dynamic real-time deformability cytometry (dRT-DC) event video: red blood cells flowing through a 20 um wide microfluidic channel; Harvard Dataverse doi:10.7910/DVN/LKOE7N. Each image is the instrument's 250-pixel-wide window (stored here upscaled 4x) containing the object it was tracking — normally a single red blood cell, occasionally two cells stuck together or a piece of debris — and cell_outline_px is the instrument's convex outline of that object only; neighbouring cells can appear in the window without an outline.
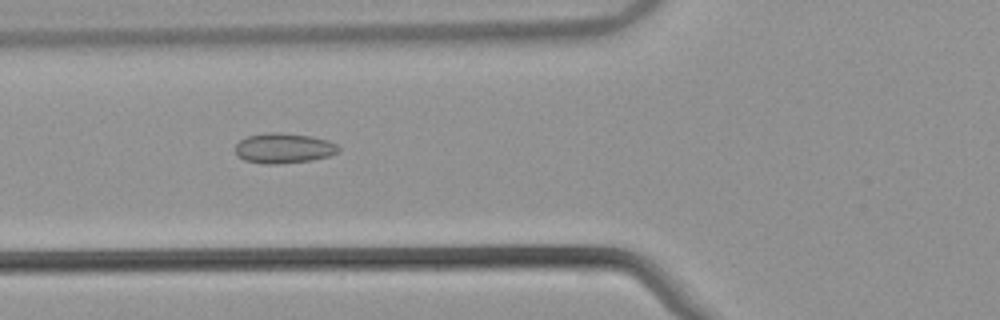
{"species": "common noctule bat (a hibernating species)", "species_latin": "Nyctalus noctula", "temperature_condition": "warm", "stored_images_in_passage": 33, "camera_frame_rate_fps": 3000, "um_per_image_px": 0.085, "animal": {"sex": "male", "body_mass_g": 21.5, "forearm_length_mm": 52.0}, "frame": {"image": 1, "passage_image": 8, "time_ms": 2.333, "image_size_px": [1000, 320], "cell_outline_px": [[340, 152], [328, 156], [312, 160], [276, 164], [268, 164], [244, 160], [236, 156], [236, 144], [240, 140], [248, 136], [264, 132], [280, 132], [312, 136], [328, 140], [336, 144], [340, 148]], "centroid_in_image_um": [24.12, 12.59], "position_along_channel_um": 101.7, "area_um2": 18.26}}
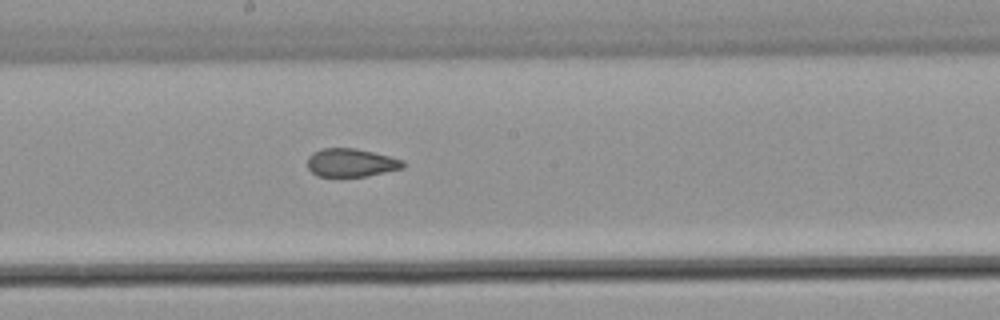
{"frame": {"image": 2, "passage_image": 17, "time_ms": 5.333, "image_size_px": [1000, 320], "cell_outline_px": [[404, 168], [368, 176], [316, 176], [308, 168], [308, 156], [312, 152], [320, 148], [356, 148], [404, 160]], "centroid_in_image_um": [29.82, 13.82], "position_along_channel_um": 218.4, "area_um2": 15.78}}
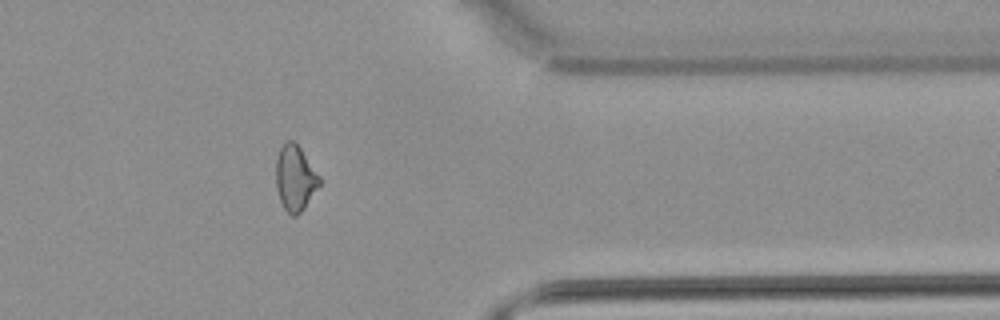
{"frame": {"image": 3, "passage_image": 31, "time_ms": 10.0, "image_size_px": [1000, 320], "cell_outline_px": [[320, 184], [304, 208], [296, 216], [292, 216], [284, 208], [280, 200], [276, 188], [276, 160], [280, 148], [288, 140], [292, 140], [300, 148], [320, 176]], "centroid_in_image_um": [25.08, 15.15], "position_along_channel_um": 386.3, "area_um2": 16.36}, "authors_computed_cell_mechanics": {"area_um2": 16.5886, "velocity_mm_per_s": 3.8879, "shape_relaxation_time_tau1_ms": null, "shape_relaxation_time_tau2_ms": 2.1708, "deformation_change_tau1": null, "deformation_change_tau2": 0.0789}}